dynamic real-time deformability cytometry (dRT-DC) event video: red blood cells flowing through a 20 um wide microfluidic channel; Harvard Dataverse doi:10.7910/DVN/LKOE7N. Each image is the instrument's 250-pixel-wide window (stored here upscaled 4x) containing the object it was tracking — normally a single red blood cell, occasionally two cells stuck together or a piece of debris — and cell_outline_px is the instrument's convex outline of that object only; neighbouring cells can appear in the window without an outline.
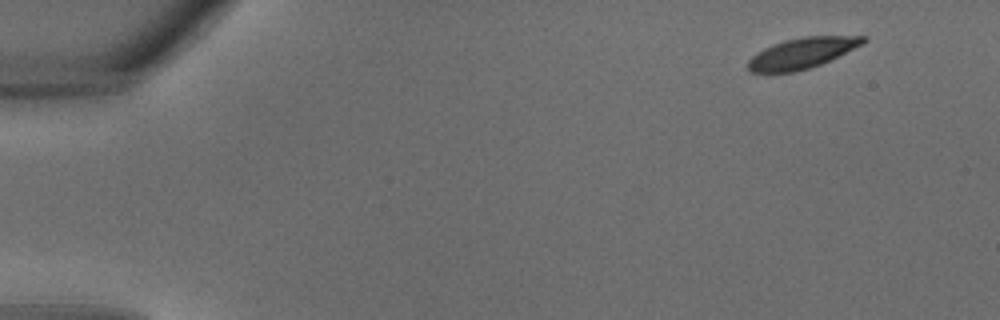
{"species": "common noctule bat (a hibernating species)", "species_latin": "Nyctalus noctula", "temperature_condition": "warm", "stored_images_in_passage": 32, "camera_frame_rate_fps": 3000, "um_per_image_px": 0.085, "animal": {"sex": "male", "body_mass_g": 18.8}, "frame": {"image": 1, "passage_image": 1, "time_ms": 0.0, "image_size_px": [1000, 320], "cell_outline_px": [[868, 40], [864, 44], [820, 64], [796, 72], [752, 72], [748, 68], [748, 60], [756, 52], [772, 44], [784, 40], [804, 36], [868, 36]], "centroid_in_image_um": [68.19, 4.5], "position_along_channel_um": 16.8, "area_um2": 20.52}}
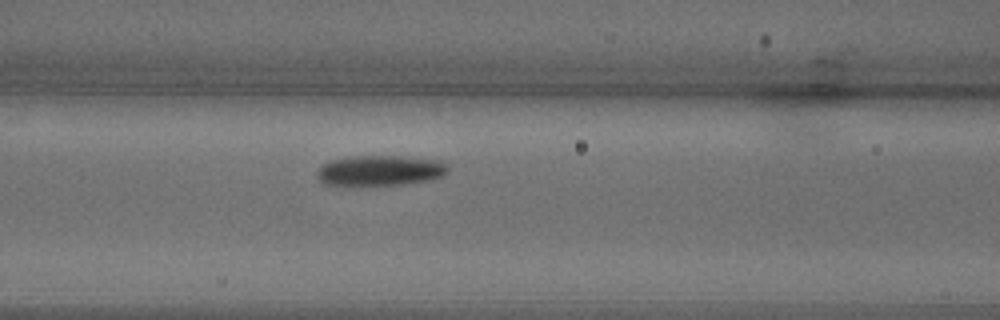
{"frame": {"image": 2, "passage_image": 13, "time_ms": 4.0, "image_size_px": [1000, 320], "cell_outline_px": [[448, 172], [444, 176], [432, 180], [404, 184], [356, 188], [324, 184], [316, 176], [316, 172], [324, 164], [332, 160], [348, 156], [400, 156], [436, 160], [444, 164], [448, 168]], "centroid_in_image_um": [32.25, 14.54], "position_along_channel_um": 134.3, "area_um2": 23.99}}
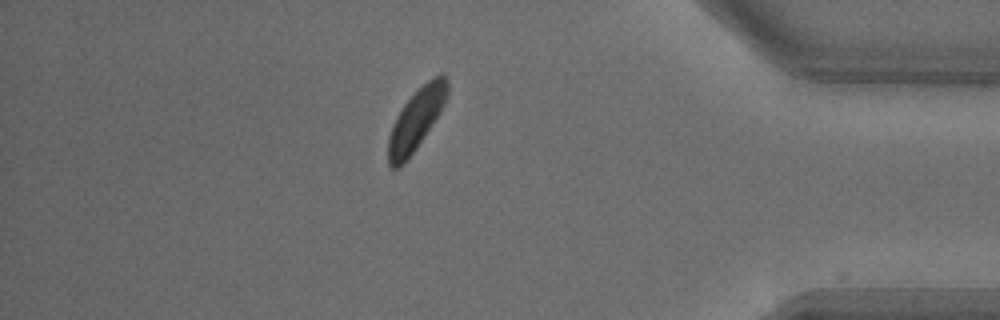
{"frame": {"image": 3, "passage_image": 28, "time_ms": 9.0, "image_size_px": [1000, 320], "cell_outline_px": [[448, 96], [440, 112], [416, 148], [404, 164], [396, 168], [392, 168], [388, 164], [388, 136], [392, 124], [396, 116], [404, 104], [432, 76], [440, 72], [444, 72], [448, 80]], "centroid_in_image_um": [35.38, 10.13], "position_along_channel_um": 399.8, "area_um2": 20.98}}